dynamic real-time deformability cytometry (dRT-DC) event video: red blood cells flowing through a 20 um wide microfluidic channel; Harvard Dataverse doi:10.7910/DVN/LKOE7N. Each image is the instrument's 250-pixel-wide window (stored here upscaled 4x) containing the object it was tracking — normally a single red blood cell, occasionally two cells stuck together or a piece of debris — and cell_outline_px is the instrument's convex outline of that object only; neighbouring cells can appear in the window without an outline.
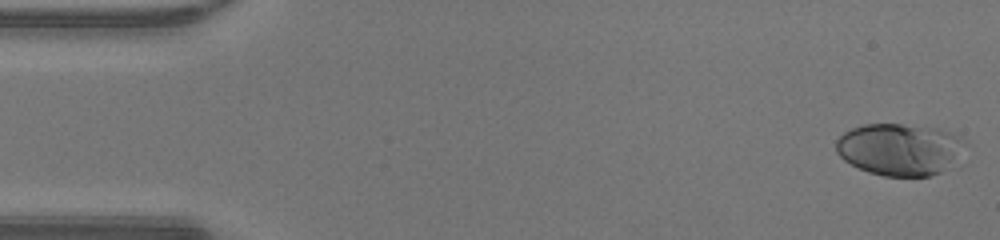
{"species": "human", "species_latin": "Homo sapiens", "temperature_condition": "warm", "stored_images_in_passage": 48, "camera_frame_rate_fps": 3000, "um_per_image_px": 0.085, "donor": {"sex": "male"}, "frame": {"image": 1, "passage_image": 1, "time_ms": 0.0, "image_size_px": [1000, 240], "cell_outline_px": [[972, 144], [940, 172], [928, 176], [884, 176], [868, 172], [844, 160], [836, 152], [836, 140], [844, 132], [852, 128], [864, 124], [900, 124], [940, 128], [960, 136], [968, 140]], "centroid_in_image_um": [76.52, 12.67], "position_along_channel_um": 8.5, "area_um2": 39.36}}
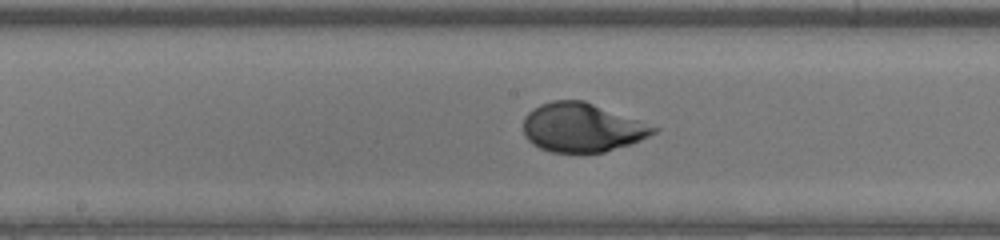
{"frame": {"image": 2, "passage_image": 24, "time_ms": 7.667, "image_size_px": [1000, 240], "cell_outline_px": [[660, 128], [656, 132], [640, 140], [604, 152], [552, 152], [540, 148], [532, 144], [524, 136], [524, 116], [532, 108], [540, 104], [552, 100], [584, 100]], "centroid_in_image_um": [49.43, 10.83], "position_along_channel_um": 198.8, "area_um2": 36.93}}
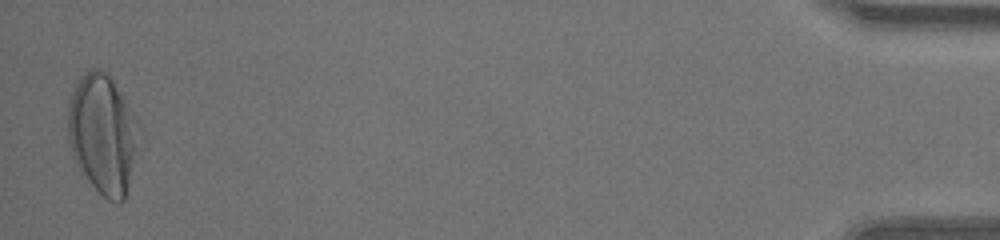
{"frame": {"image": 3, "passage_image": 47, "time_ms": 15.333, "image_size_px": [1000, 240], "cell_outline_px": [[144, 140], [124, 200], [120, 204], [116, 204], [108, 200], [80, 172], [72, 156], [68, 140], [68, 104], [72, 92], [76, 84], [92, 68], [96, 68], [108, 72], [124, 96], [136, 116], [140, 124], [144, 136]], "centroid_in_image_um": [8.83, 11.43], "position_along_channel_um": 426.4, "area_um2": 51.04}, "authors_computed_cell_mechanics": {"area_um2": 37.57, "velocity_mm_per_s": 4.2849, "shape_relaxation_time_tau1_ms": 3.8703, "shape_relaxation_time_tau2_ms": null, "deformation_change_tau1": 0.2218, "deformation_change_tau2": null}}